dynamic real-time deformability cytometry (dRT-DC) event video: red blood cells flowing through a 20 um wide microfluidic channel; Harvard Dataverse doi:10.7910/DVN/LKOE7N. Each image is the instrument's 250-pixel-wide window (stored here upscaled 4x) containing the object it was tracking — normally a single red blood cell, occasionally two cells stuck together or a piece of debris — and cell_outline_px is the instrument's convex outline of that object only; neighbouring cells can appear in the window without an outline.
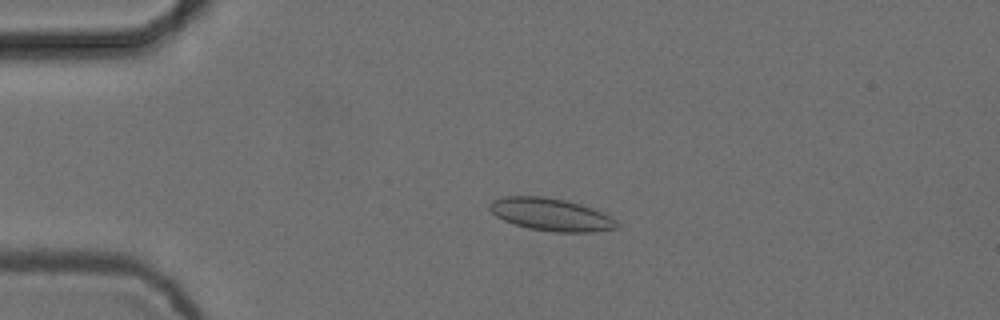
{"species": "common noctule bat (a hibernating species)", "species_latin": "Nyctalus noctula", "temperature_condition": "cold", "stored_images_in_passage": 4, "camera_frame_rate_fps": 3000, "um_per_image_px": 0.085, "animal": {"sex": "female", "body_mass_g": 24.6, "forearm_length_mm": 56.2}, "frame": {"image": 1, "passage_image": 3, "time_ms": 0.667, "image_size_px": [1000, 320], "cell_outline_px": [[620, 228], [592, 232], [556, 232], [528, 228], [504, 220], [496, 216], [488, 208], [488, 204], [492, 200], [504, 196], [544, 196], [564, 200], [580, 204], [592, 208], [616, 220], [620, 224]], "centroid_in_image_um": [46.83, 18.23], "position_along_channel_um": 38.2, "area_um2": 24.1}}